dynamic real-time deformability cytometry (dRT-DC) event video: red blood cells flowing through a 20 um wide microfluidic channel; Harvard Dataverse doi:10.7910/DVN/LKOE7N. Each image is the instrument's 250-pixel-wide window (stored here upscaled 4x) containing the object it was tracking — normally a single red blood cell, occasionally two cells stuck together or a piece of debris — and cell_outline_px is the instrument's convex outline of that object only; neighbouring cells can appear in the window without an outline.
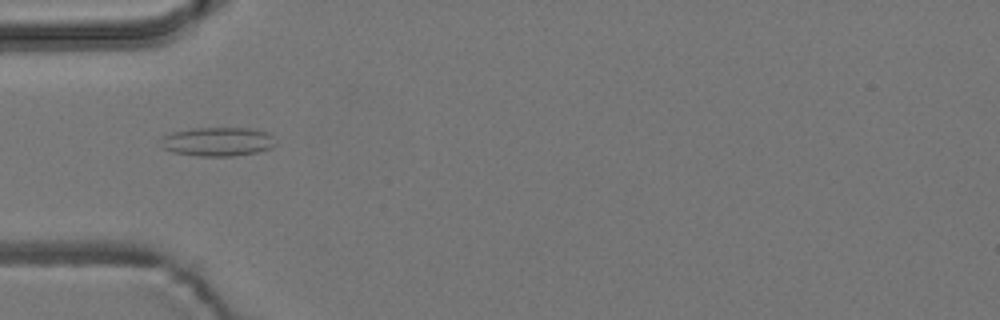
{"species": "common noctule bat (a hibernating species)", "species_latin": "Nyctalus noctula", "temperature_condition": "room temperature", "stored_images_in_passage": 7, "camera_frame_rate_fps": 3000, "um_per_image_px": 0.085, "animal": {"sex": "male", "body_mass_g": 19.2, "forearm_length_mm": 51.8}, "frame": {"image": 1, "passage_image": 4, "time_ms": 4.333, "image_size_px": [1000, 320], "cell_outline_px": [[276, 144], [272, 148], [256, 152], [232, 156], [196, 156], [172, 152], [164, 148], [160, 144], [160, 140], [164, 136], [172, 132], [192, 128], [248, 128], [268, 132], [276, 140]], "centroid_in_image_um": [18.51, 12.04], "position_along_channel_um": 66.5, "area_um2": 19.48}}
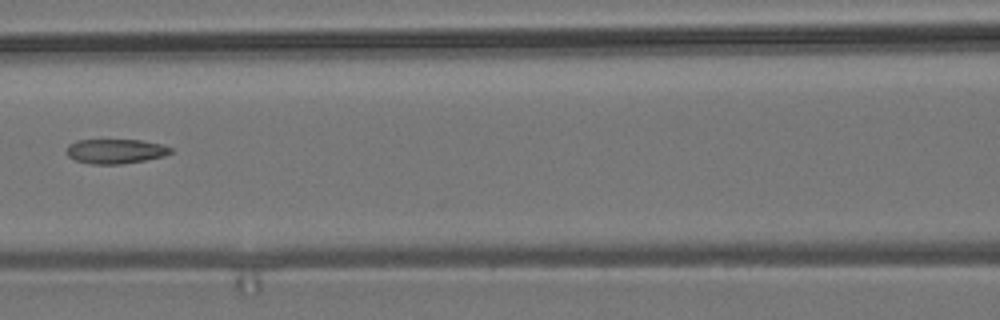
{"frame": {"image": 2, "passage_image": 6, "time_ms": 6.667, "image_size_px": [1000, 320], "cell_outline_px": [[172, 152], [164, 156], [144, 160], [120, 164], [92, 164], [76, 160], [68, 156], [68, 144], [76, 140], [140, 140], [164, 144], [172, 148]], "centroid_in_image_um": [9.85, 12.85], "position_along_channel_um": 156.8, "area_um2": 14.85}}
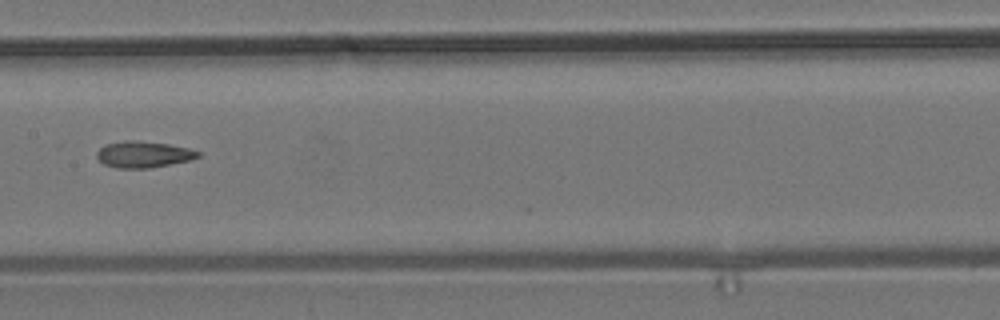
{"frame": {"image": 3, "passage_image": 7, "time_ms": 7.667, "image_size_px": [1000, 320], "cell_outline_px": [[200, 156], [192, 160], [148, 168], [116, 168], [104, 164], [96, 156], [96, 152], [104, 144], [124, 140], [136, 140], [168, 144], [192, 148], [200, 152]], "centroid_in_image_um": [12.2, 13.11], "position_along_channel_um": 195.2, "area_um2": 15.72}}